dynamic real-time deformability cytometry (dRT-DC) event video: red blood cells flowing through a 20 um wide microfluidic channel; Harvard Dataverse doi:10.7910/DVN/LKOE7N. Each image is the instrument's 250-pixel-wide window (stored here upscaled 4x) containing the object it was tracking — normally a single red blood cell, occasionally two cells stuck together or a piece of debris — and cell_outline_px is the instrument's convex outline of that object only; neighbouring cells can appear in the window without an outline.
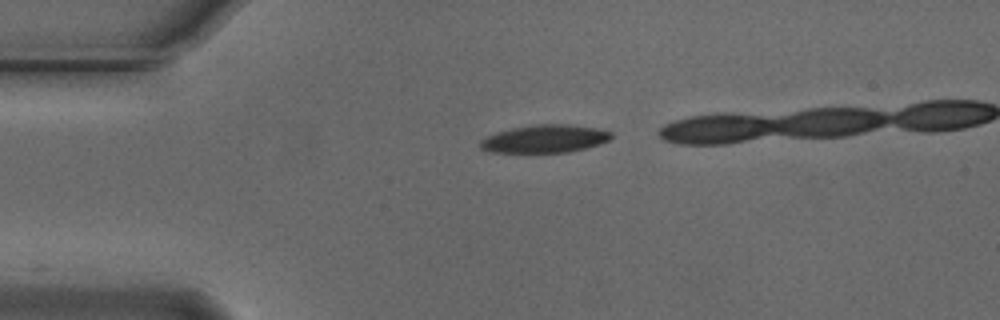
{"species": "Egyptian fruit bat (a non-hibernating species)", "species_latin": "Rousettus aegyptiacus", "temperature_condition": "cold", "stored_images_in_passage": 19, "camera_frame_rate_fps": 3000, "um_per_image_px": 0.085, "animal": {"sex": "male"}, "frame": {"image": 1, "passage_image": 1, "time_ms": 0.0, "image_size_px": [1000, 320], "cell_outline_px": [[612, 136], [608, 140], [600, 144], [568, 152], [492, 152], [480, 148], [480, 140], [496, 132], [512, 128], [536, 124], [568, 124], [596, 128], [612, 132]], "centroid_in_image_um": [46.31, 11.79], "position_along_channel_um": 38.7, "area_um2": 21.1}}
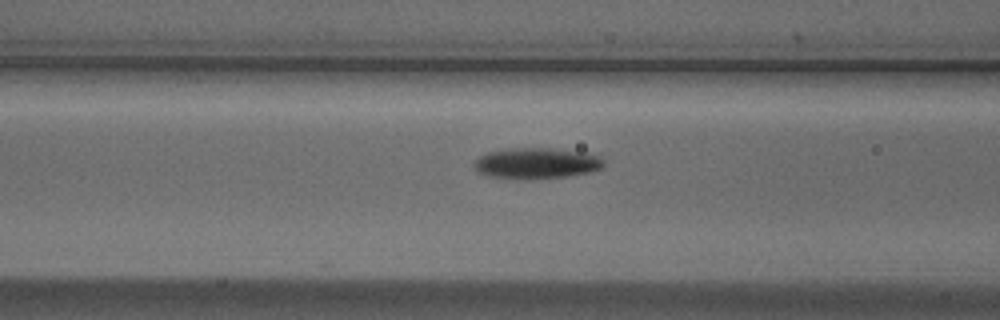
{"frame": {"image": 2, "passage_image": 10, "time_ms": 3.0, "image_size_px": [1000, 320], "cell_outline_px": [[604, 164], [600, 168], [588, 172], [568, 176], [524, 180], [492, 176], [480, 172], [476, 168], [476, 160], [480, 156], [488, 152], [508, 148], [552, 148], [588, 152], [604, 160]], "centroid_in_image_um": [45.64, 13.87], "position_along_channel_um": 121.0, "area_um2": 23.18}}
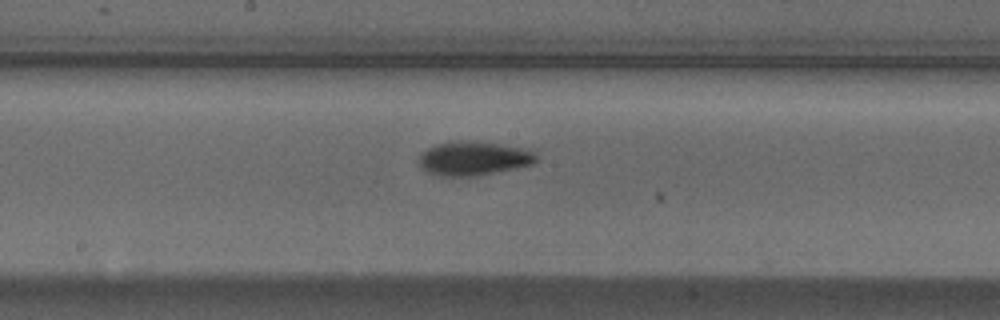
{"frame": {"image": 3, "passage_image": 17, "time_ms": 5.333, "image_size_px": [1000, 320], "cell_outline_px": [[536, 160], [532, 164], [516, 168], [476, 176], [440, 176], [428, 172], [420, 164], [420, 156], [428, 148], [436, 144], [452, 140], [472, 140], [536, 148]], "centroid_in_image_um": [40.35, 13.43], "position_along_channel_um": 207.8, "area_um2": 23.7}}